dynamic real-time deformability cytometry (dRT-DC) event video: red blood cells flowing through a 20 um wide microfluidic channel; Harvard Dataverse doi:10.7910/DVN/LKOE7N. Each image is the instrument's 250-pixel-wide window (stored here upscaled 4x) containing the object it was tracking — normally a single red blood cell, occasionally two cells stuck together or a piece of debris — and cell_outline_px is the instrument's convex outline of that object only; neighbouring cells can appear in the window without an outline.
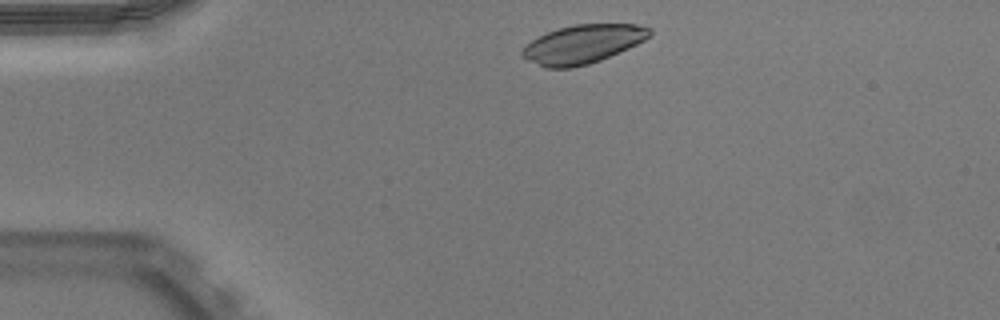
{"species": "Egyptian fruit bat (a non-hibernating species)", "species_latin": "Rousettus aegyptiacus", "temperature_condition": "warm", "stored_images_in_passage": 42, "camera_frame_rate_fps": 3000, "um_per_image_px": 0.085, "animal": {"sex": "male"}, "frame": {"image": 1, "passage_image": 2, "time_ms": 0.333, "image_size_px": [1000, 320], "cell_outline_px": [[652, 36], [628, 48], [600, 60], [588, 64], [572, 68], [544, 68], [520, 56], [520, 52], [532, 40], [548, 32], [560, 28], [576, 24], [636, 24], [652, 28]], "centroid_in_image_um": [49.55, 3.75], "position_along_channel_um": 35.5, "area_um2": 28.55}}
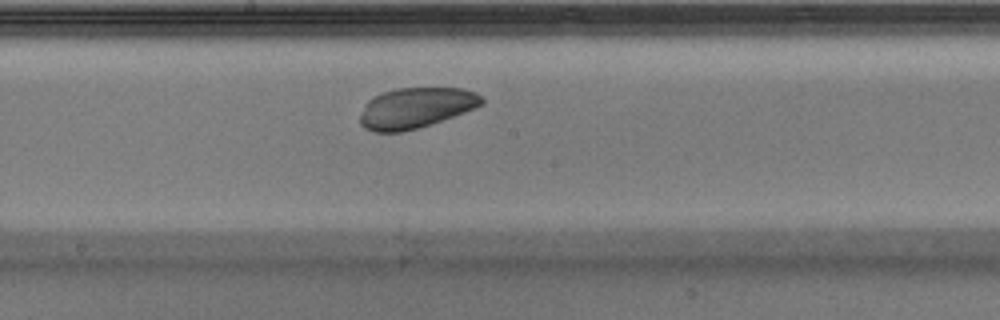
{"frame": {"image": 2, "passage_image": 19, "time_ms": 6.0, "image_size_px": [1000, 320], "cell_outline_px": [[484, 104], [464, 112], [416, 128], [400, 132], [372, 132], [364, 128], [360, 124], [360, 116], [364, 104], [372, 96], [380, 92], [396, 88], [464, 88], [476, 92], [484, 100]], "centroid_in_image_um": [35.29, 9.15], "position_along_channel_um": 212.9, "area_um2": 28.73}}
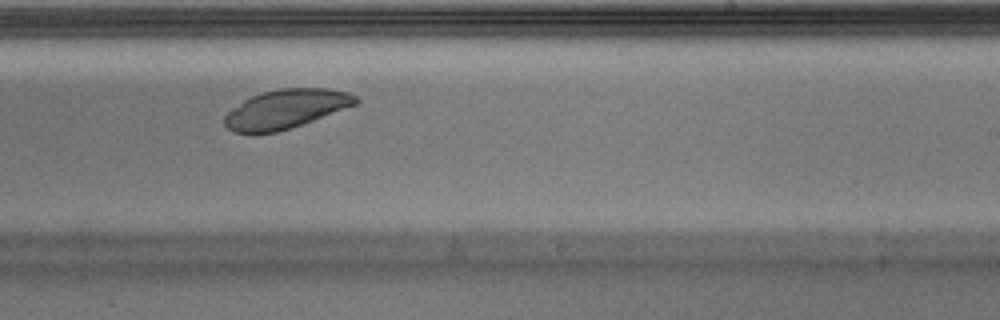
{"frame": {"image": 3, "passage_image": 23, "time_ms": 7.333, "image_size_px": [1000, 320], "cell_outline_px": [[360, 100], [356, 104], [312, 120], [276, 132], [236, 132], [228, 128], [224, 124], [224, 116], [232, 108], [244, 100], [260, 92], [280, 88], [328, 88], [348, 92], [356, 96]], "centroid_in_image_um": [24.29, 9.23], "position_along_channel_um": 264.7, "area_um2": 29.25}}